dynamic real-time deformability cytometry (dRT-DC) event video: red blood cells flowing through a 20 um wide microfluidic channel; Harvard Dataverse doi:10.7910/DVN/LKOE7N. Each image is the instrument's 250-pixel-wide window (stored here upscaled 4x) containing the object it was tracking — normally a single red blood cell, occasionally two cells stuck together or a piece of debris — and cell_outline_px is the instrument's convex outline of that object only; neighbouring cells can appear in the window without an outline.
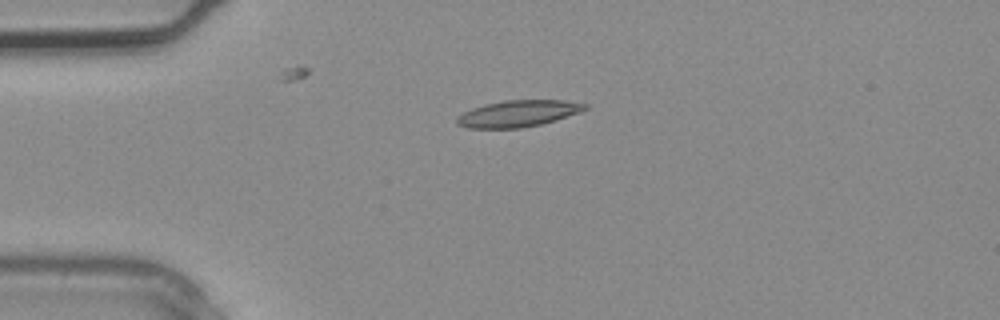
{"species": "common noctule bat (a hibernating species)", "species_latin": "Nyctalus noctula", "temperature_condition": "warm", "stored_images_in_passage": 2, "camera_frame_rate_fps": 3000, "um_per_image_px": 0.085, "animal": {"sex": "male", "body_mass_g": 20.4}, "frame": {"image": 1, "passage_image": 2, "time_ms": 0.333, "image_size_px": [1000, 320], "cell_outline_px": [[588, 108], [580, 112], [556, 120], [540, 124], [520, 128], [468, 128], [456, 124], [456, 116], [472, 108], [484, 104], [504, 100], [564, 100], [588, 104]], "centroid_in_image_um": [44.03, 9.65], "position_along_channel_um": 41.0, "area_um2": 19.88}}